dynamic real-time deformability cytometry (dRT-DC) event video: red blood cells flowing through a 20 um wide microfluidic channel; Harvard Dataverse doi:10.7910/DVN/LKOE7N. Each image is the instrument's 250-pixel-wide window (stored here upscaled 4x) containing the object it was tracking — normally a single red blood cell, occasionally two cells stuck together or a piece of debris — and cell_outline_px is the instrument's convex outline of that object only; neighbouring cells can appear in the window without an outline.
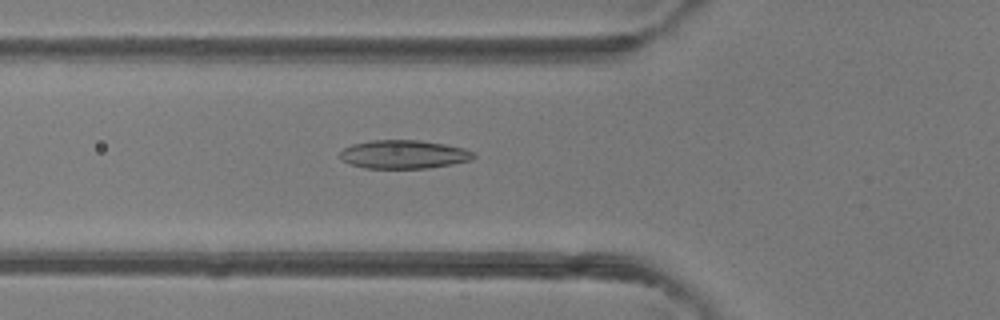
{"species": "common noctule bat (a hibernating species)", "species_latin": "Nyctalus noctula", "temperature_condition": "room temperature", "stored_images_in_passage": 47, "camera_frame_rate_fps": 3000, "um_per_image_px": 0.085, "animal": {"sex": "female"}, "frame": {"image": 1, "passage_image": 17, "time_ms": 5.333, "image_size_px": [1000, 320], "cell_outline_px": [[472, 156], [468, 160], [448, 164], [420, 168], [368, 168], [352, 164], [344, 160], [340, 156], [340, 152], [344, 148], [356, 144], [376, 140], [416, 140], [440, 144], [460, 148], [472, 152]], "centroid_in_image_um": [34.24, 13.12], "position_along_channel_um": 91.6, "area_um2": 21.1}}
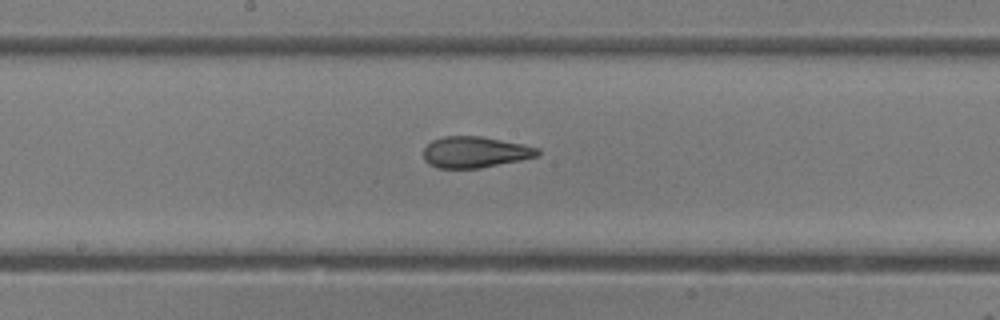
{"frame": {"image": 2, "passage_image": 25, "time_ms": 8.0, "image_size_px": [1000, 320], "cell_outline_px": [[540, 152], [536, 156], [476, 168], [440, 168], [432, 164], [424, 156], [424, 148], [432, 140], [448, 136], [476, 136], [520, 144], [536, 148]], "centroid_in_image_um": [40.32, 12.92], "position_along_channel_um": 207.9, "area_um2": 19.71}}
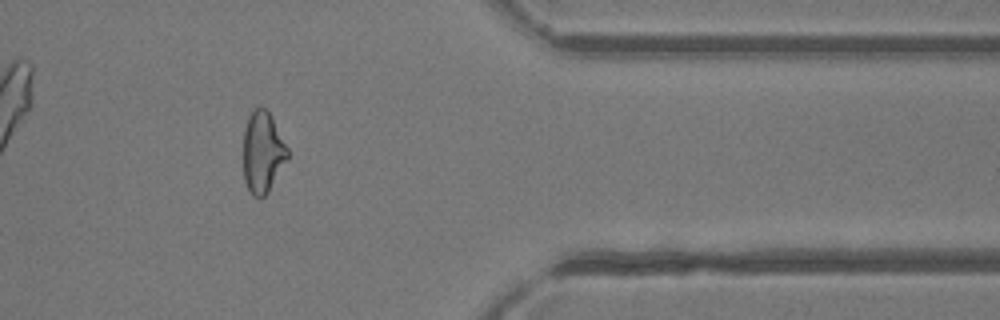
{"frame": {"image": 3, "passage_image": 39, "time_ms": 12.667, "image_size_px": [1000, 320], "cell_outline_px": [[288, 156], [264, 196], [256, 196], [248, 188], [244, 176], [244, 132], [248, 120], [252, 112], [256, 108], [264, 108], [268, 112], [288, 148]], "centroid_in_image_um": [22.32, 12.91], "position_along_channel_um": 389.1, "area_um2": 19.83}, "authors_computed_cell_mechanics": {"area_um2": 19.8832, "velocity_mm_per_s": 4.3321, "shape_relaxation_time_tau1_ms": 8.0288, "shape_relaxation_time_tau2_ms": 1.9861, "deformation_change_tau1": 0.201, "deformation_change_tau2": 0.1031}}